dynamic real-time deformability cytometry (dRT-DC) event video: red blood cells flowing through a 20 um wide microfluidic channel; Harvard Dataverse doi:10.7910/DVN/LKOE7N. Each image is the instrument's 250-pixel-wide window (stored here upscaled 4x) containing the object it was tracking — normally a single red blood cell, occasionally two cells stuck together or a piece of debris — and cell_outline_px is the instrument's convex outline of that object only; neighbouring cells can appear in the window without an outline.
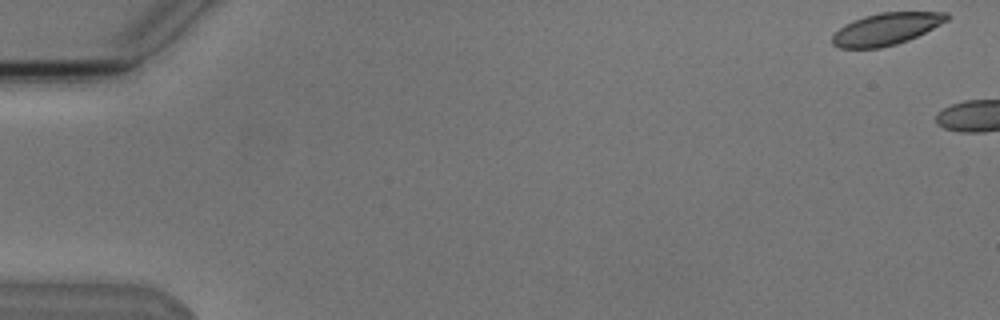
{"species": "Egyptian fruit bat (a non-hibernating species)", "species_latin": "Rousettus aegyptiacus", "temperature_condition": "cold", "stored_images_in_passage": 2, "camera_frame_rate_fps": 3000, "um_per_image_px": 0.085, "animal": {"sex": "male"}, "frame": {"image": 1, "passage_image": 1, "time_ms": 0.0, "image_size_px": [1000, 320], "cell_outline_px": [[948, 20], [908, 40], [896, 44], [880, 48], [840, 48], [832, 44], [832, 36], [844, 24], [852, 20], [864, 16], [880, 12], [948, 12]], "centroid_in_image_um": [75.29, 2.46], "position_along_channel_um": 9.7, "area_um2": 21.21}}